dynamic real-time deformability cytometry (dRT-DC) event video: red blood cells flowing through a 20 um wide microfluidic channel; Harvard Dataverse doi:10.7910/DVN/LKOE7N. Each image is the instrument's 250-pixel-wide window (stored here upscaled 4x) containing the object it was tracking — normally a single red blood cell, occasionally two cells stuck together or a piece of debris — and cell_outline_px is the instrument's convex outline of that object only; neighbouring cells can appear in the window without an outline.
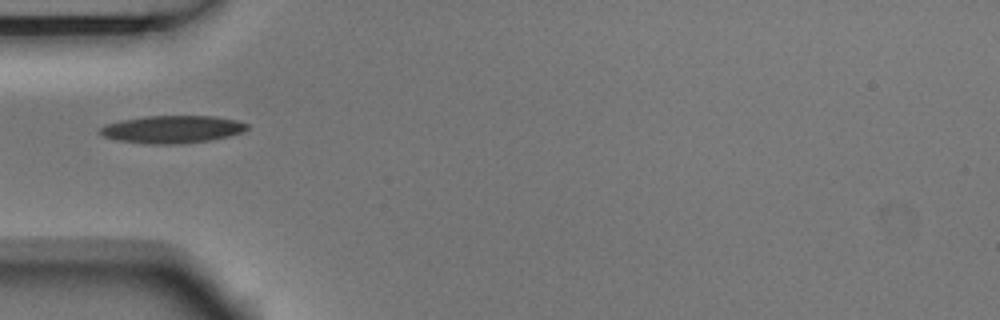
{"species": "Egyptian fruit bat (a non-hibernating species)", "species_latin": "Rousettus aegyptiacus", "temperature_condition": "room temperature", "stored_images_in_passage": 1, "camera_frame_rate_fps": 3000, "um_per_image_px": 0.085, "animal": {"sex": "male"}, "frame": {"image": 1, "passage_image": 1, "time_ms": 0.0, "image_size_px": [1000, 320], "cell_outline_px": [[248, 128], [240, 132], [228, 136], [212, 140], [184, 144], [148, 144], [116, 140], [100, 136], [96, 132], [96, 128], [104, 124], [120, 120], [144, 116], [216, 116], [236, 120], [248, 124]], "centroid_in_image_um": [14.53, 10.99], "position_along_channel_um": 70.5, "area_um2": 24.1}}